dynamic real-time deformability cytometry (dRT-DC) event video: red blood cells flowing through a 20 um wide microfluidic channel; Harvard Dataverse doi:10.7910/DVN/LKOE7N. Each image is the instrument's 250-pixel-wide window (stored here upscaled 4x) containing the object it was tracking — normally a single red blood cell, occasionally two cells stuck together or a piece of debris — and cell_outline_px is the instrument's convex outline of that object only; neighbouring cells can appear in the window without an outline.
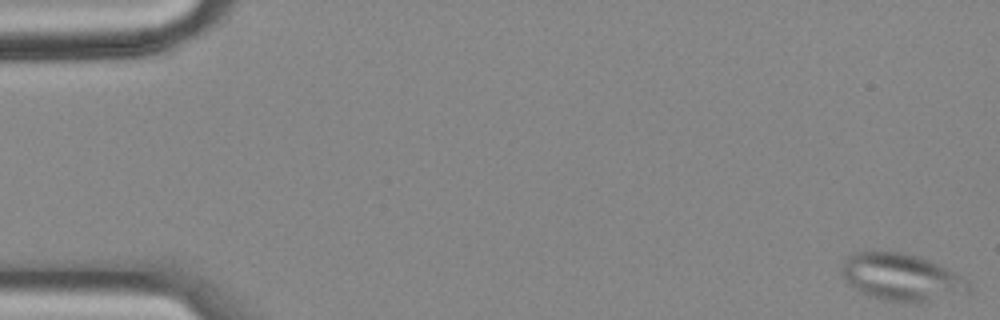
{"species": "common noctule bat (a hibernating species)", "species_latin": "Nyctalus noctula", "temperature_condition": "cold", "stored_images_in_passage": 58, "camera_frame_rate_fps": 3000, "um_per_image_px": 0.085, "animal": {"sex": "female", "body_mass_g": 18.4}, "frame": {"image": 1, "passage_image": 1, "time_ms": 0.0, "image_size_px": [1000, 320], "cell_outline_px": [[972, 288], [968, 296], [920, 304], [904, 304], [884, 300], [860, 292], [848, 284], [840, 276], [840, 268], [844, 260], [852, 252], [900, 252], [920, 256], [968, 280], [972, 284]], "centroid_in_image_um": [76.68, 23.63], "position_along_channel_um": 8.3, "area_um2": 36.13}, "authors_computed_cell_mechanics": {"area_um2": 29.6514, "velocity_mm_per_s": 3.4698, "shape_relaxation_time_tau1_ms": null, "shape_relaxation_time_tau2_ms": 2.3399, "deformation_change_tau1": null, "deformation_change_tau2": 0.0813}}